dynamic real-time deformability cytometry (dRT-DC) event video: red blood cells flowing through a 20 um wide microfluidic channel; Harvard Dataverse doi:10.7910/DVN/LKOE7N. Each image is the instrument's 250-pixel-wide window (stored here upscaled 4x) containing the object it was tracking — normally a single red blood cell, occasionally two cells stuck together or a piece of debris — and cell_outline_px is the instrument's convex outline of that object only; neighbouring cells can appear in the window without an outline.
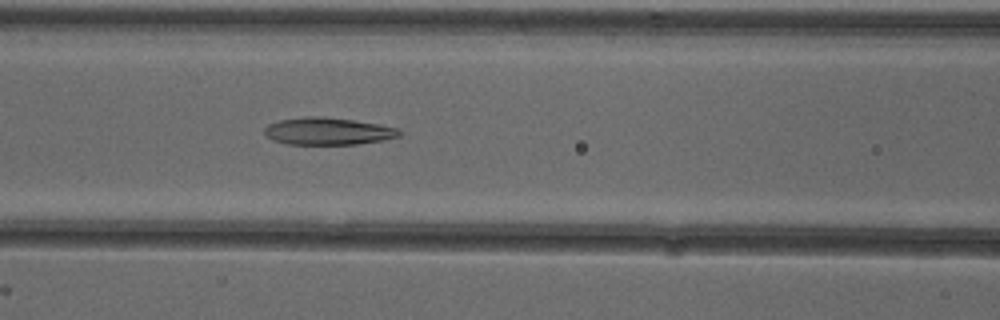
{"species": "common noctule bat (a hibernating species)", "species_latin": "Nyctalus noctula", "temperature_condition": "cold", "stored_images_in_passage": 38, "camera_frame_rate_fps": 3000, "um_per_image_px": 0.085, "animal": {"sex": "female"}, "frame": {"image": 1, "passage_image": 11, "time_ms": 3.333, "image_size_px": [1000, 320], "cell_outline_px": [[404, 132], [400, 136], [384, 140], [356, 144], [288, 144], [272, 140], [264, 136], [264, 128], [268, 124], [280, 120], [304, 116], [320, 116], [352, 120], [400, 128]], "centroid_in_image_um": [27.87, 11.15], "position_along_channel_um": 138.7, "area_um2": 21.56}}
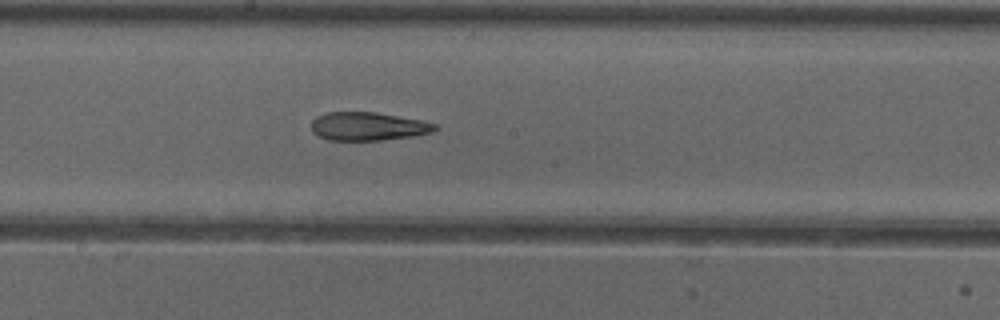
{"frame": {"image": 2, "passage_image": 17, "time_ms": 5.333, "image_size_px": [1000, 320], "cell_outline_px": [[440, 128], [432, 132], [412, 136], [380, 140], [328, 140], [316, 136], [312, 132], [312, 120], [316, 116], [328, 112], [376, 112], [424, 120], [436, 124]], "centroid_in_image_um": [31.29, 10.73], "position_along_channel_um": 216.9, "area_um2": 20.63}}
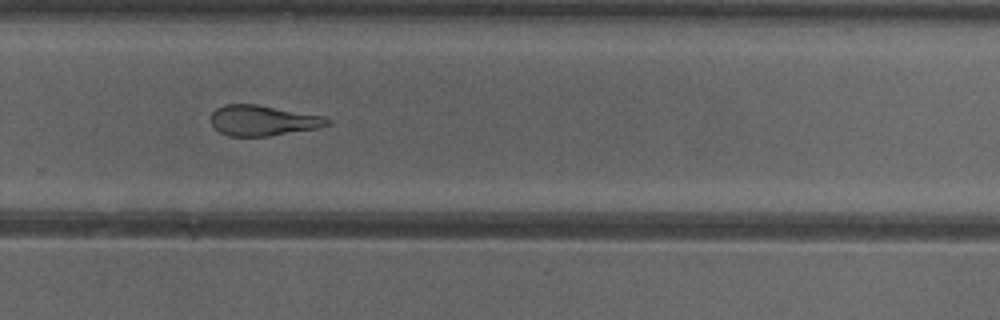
{"frame": {"image": 3, "passage_image": 24, "time_ms": 7.667, "image_size_px": [1000, 320], "cell_outline_px": [[332, 124], [316, 128], [268, 136], [228, 136], [220, 132], [212, 124], [212, 112], [216, 108], [224, 104], [256, 104], [324, 116], [332, 120]], "centroid_in_image_um": [22.36, 10.23], "position_along_channel_um": 307.4, "area_um2": 20.58}, "authors_computed_cell_mechanics": {"area_um2": 21.7617, "velocity_mm_per_s": 3.9223, "shape_relaxation_time_tau1_ms": 9.2299, "shape_relaxation_time_tau2_ms": 4.3803, "deformation_change_tau1": 0.2444, "deformation_change_tau2": 0.1569}}